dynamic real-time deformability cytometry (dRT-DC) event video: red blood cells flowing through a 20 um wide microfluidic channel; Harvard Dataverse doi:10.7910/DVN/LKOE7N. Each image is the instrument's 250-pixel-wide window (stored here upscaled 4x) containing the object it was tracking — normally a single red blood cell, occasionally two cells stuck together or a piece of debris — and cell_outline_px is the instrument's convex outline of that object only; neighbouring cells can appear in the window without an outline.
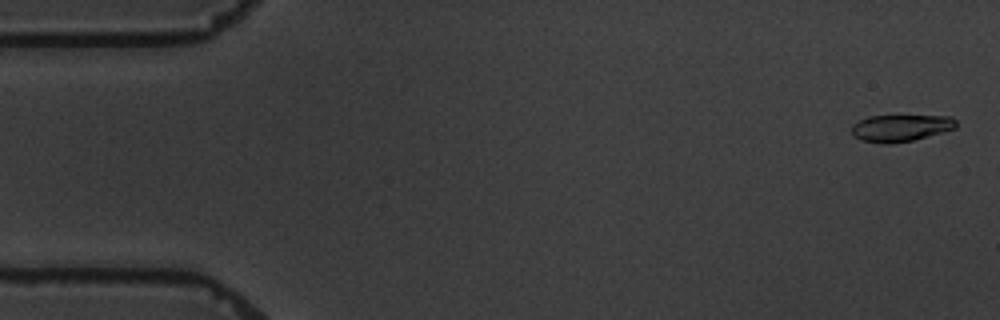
{"species": "common noctule bat (a hibernating species)", "species_latin": "Nyctalus noctula", "temperature_condition": "warm", "stored_images_in_passage": 3, "camera_frame_rate_fps": 3000, "um_per_image_px": 0.085, "animal": {"sex": "male", "body_mass_g": 19.5, "forearm_length_mm": 54.6}, "frame": {"image": 1, "passage_image": 1, "time_ms": 0.0, "image_size_px": [1000, 320], "cell_outline_px": [[956, 128], [912, 140], [860, 140], [852, 136], [852, 124], [868, 116], [952, 116], [956, 120]], "centroid_in_image_um": [76.58, 10.82], "position_along_channel_um": 8.4, "area_um2": 15.49}}